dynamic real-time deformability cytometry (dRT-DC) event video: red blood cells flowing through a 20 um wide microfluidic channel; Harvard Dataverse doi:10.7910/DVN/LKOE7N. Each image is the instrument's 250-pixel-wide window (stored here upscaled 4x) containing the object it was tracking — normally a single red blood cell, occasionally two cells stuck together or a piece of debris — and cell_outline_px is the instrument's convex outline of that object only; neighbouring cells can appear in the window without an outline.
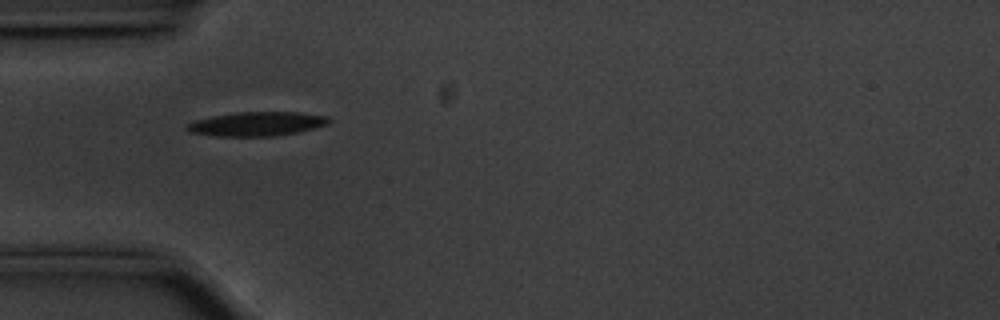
{"species": "common noctule bat (a hibernating species)", "species_latin": "Nyctalus noctula", "temperature_condition": "cold", "stored_images_in_passage": 37, "camera_frame_rate_fps": 3000, "um_per_image_px": 0.085, "animal": {"sex": "male", "body_mass_g": 20.1, "forearm_length_mm": 53.5}, "frame": {"image": 1, "passage_image": 2, "time_ms": 0.333, "image_size_px": [1000, 320], "cell_outline_px": [[332, 120], [328, 124], [296, 132], [272, 136], [220, 136], [188, 132], [184, 128], [188, 124], [196, 120], [212, 116], [236, 112], [300, 112], [328, 116]], "centroid_in_image_um": [21.83, 10.52], "position_along_channel_um": 63.2, "area_um2": 19.83}}
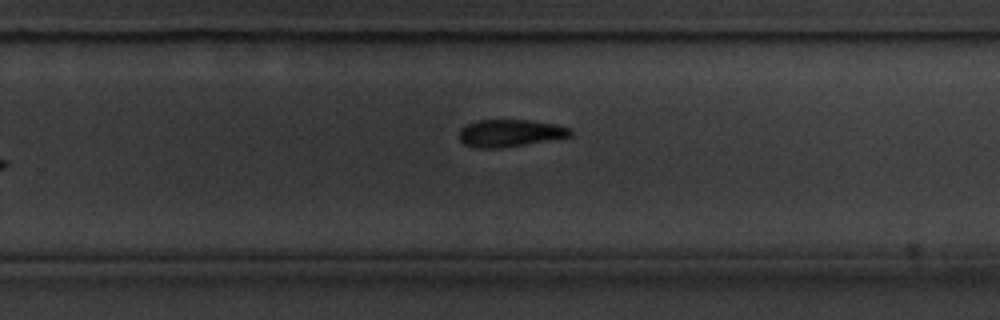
{"frame": {"image": 2, "passage_image": 21, "time_ms": 6.667, "image_size_px": [1000, 320], "cell_outline_px": [[572, 136], [500, 148], [480, 148], [464, 144], [460, 140], [460, 128], [476, 120], [532, 120], [556, 124], [572, 128]], "centroid_in_image_um": [43.37, 11.3], "position_along_channel_um": 286.4, "area_um2": 17.63}}
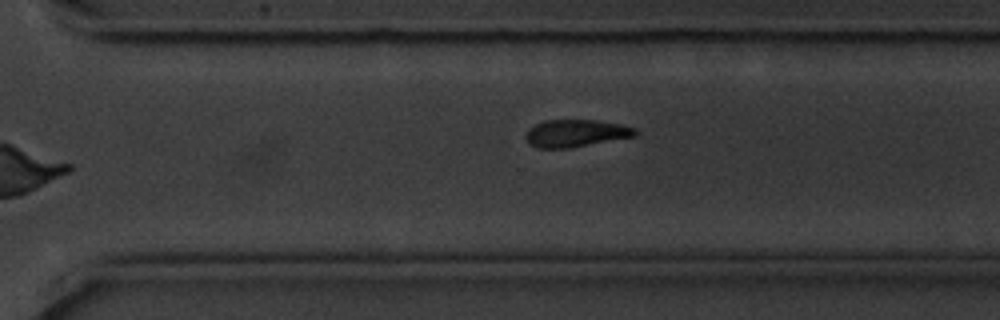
{"frame": {"image": 3, "passage_image": 24, "time_ms": 7.667, "image_size_px": [1000, 320], "cell_outline_px": [[640, 132], [636, 136], [568, 148], [536, 148], [528, 144], [524, 136], [528, 128], [544, 120], [596, 120], [620, 124], [636, 128]], "centroid_in_image_um": [48.92, 11.32], "position_along_channel_um": 321.7, "area_um2": 17.63}, "authors_computed_cell_mechanics": {"area_um2": 19.0162, "velocity_mm_per_s": 3.5394, "shape_relaxation_time_tau1_ms": 6.7161, "shape_relaxation_time_tau2_ms": null, "deformation_change_tau1": 0.2262, "deformation_change_tau2": null}}